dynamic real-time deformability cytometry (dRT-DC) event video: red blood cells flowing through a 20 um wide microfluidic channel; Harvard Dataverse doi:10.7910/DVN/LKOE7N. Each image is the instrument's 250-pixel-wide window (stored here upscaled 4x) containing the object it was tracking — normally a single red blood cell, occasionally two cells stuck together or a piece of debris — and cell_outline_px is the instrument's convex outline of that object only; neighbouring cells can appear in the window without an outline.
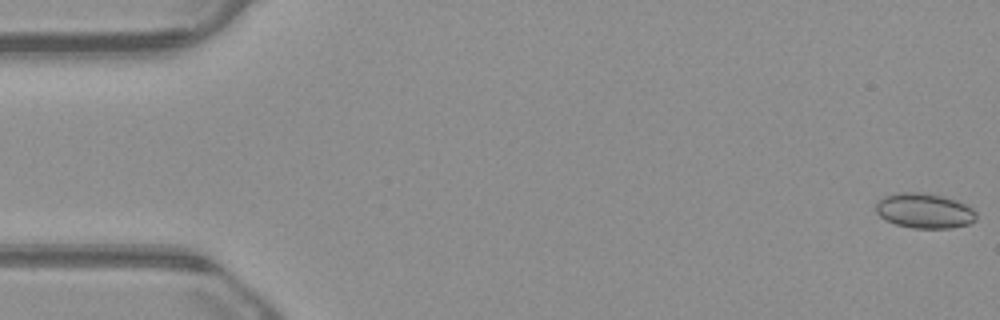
{"species": "common noctule bat (a hibernating species)", "species_latin": "Nyctalus noctula", "temperature_condition": "warm", "stored_images_in_passage": 54, "camera_frame_rate_fps": 3000, "um_per_image_px": 0.085, "animal": {"sex": "male", "body_mass_g": 23.1, "forearm_length_mm": 52.7}, "frame": {"image": 1, "passage_image": 1, "time_ms": 0.0, "image_size_px": [1000, 320], "cell_outline_px": [[976, 220], [968, 224], [952, 228], [912, 228], [896, 224], [880, 216], [876, 212], [876, 200], [884, 196], [896, 192], [924, 192], [944, 196], [956, 200], [972, 208], [976, 212]], "centroid_in_image_um": [78.56, 17.9], "position_along_channel_um": 6.4, "area_um2": 20.63}}
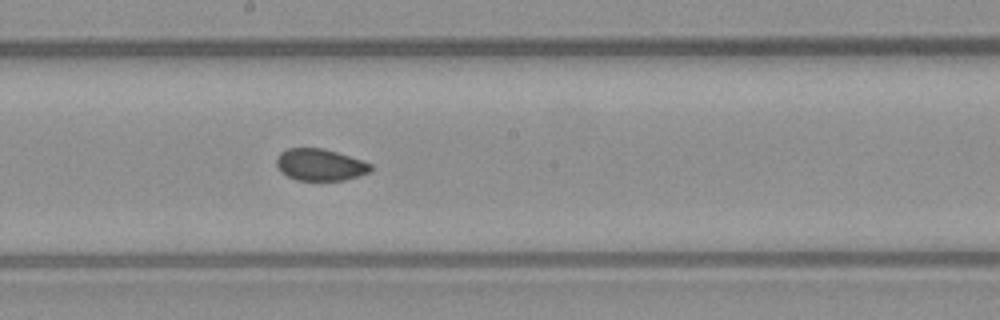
{"frame": {"image": 2, "passage_image": 29, "time_ms": 9.333, "image_size_px": [1000, 320], "cell_outline_px": [[372, 172], [344, 180], [296, 180], [280, 172], [276, 164], [276, 160], [280, 152], [288, 148], [324, 148], [364, 160], [372, 164]], "centroid_in_image_um": [27.23, 14.0], "position_along_channel_um": 221.0, "area_um2": 17.69}}
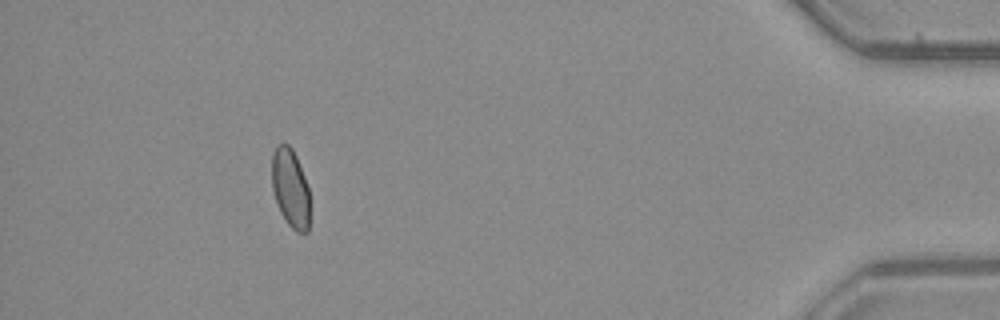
{"frame": {"image": 3, "passage_image": 49, "time_ms": 16.0, "image_size_px": [1000, 320], "cell_outline_px": [[308, 232], [296, 232], [284, 220], [280, 212], [272, 188], [272, 156], [276, 144], [288, 144], [292, 148], [296, 156], [304, 176], [308, 188]], "centroid_in_image_um": [24.66, 15.98], "position_along_channel_um": 410.5, "area_um2": 17.22}, "authors_computed_cell_mechanics": {"area_um2": 18.2359, "velocity_mm_per_s": 3.8405, "shape_relaxation_time_tau1_ms": null, "shape_relaxation_time_tau2_ms": 1.839, "deformation_change_tau1": null, "deformation_change_tau2": 0.0454}}